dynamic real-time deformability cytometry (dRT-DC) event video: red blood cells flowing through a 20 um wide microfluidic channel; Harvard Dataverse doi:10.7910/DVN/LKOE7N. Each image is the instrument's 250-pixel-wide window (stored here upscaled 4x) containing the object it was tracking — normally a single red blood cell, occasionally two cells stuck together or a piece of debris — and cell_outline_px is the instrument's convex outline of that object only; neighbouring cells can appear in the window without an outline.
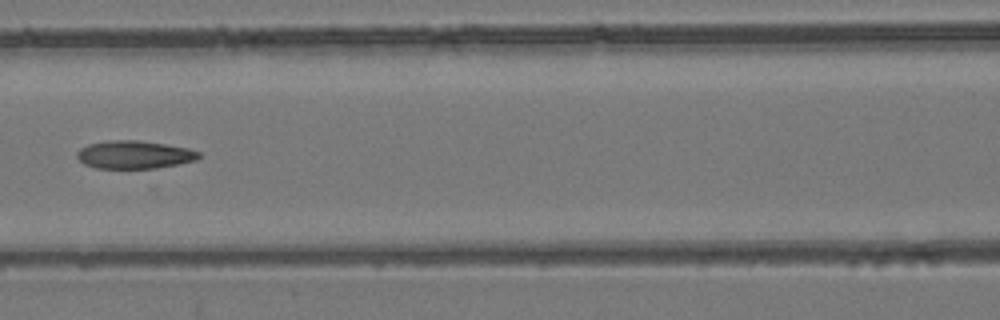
{"species": "common noctule bat (a hibernating species)", "species_latin": "Nyctalus noctula", "temperature_condition": "room temperature", "stored_images_in_passage": 8, "camera_frame_rate_fps": 3000, "um_per_image_px": 0.085, "animal": {"sex": "female", "body_mass_g": 24.6, "forearm_length_mm": 56.2}, "frame": {"image": 1, "passage_image": 8, "time_ms": 2.333, "image_size_px": [1000, 320], "cell_outline_px": [[200, 156], [196, 160], [156, 168], [96, 168], [84, 164], [76, 156], [76, 152], [80, 148], [88, 144], [112, 140], [140, 140], [188, 148], [200, 152]], "centroid_in_image_um": [11.39, 13.14], "position_along_channel_um": 155.2, "area_um2": 19.77}}